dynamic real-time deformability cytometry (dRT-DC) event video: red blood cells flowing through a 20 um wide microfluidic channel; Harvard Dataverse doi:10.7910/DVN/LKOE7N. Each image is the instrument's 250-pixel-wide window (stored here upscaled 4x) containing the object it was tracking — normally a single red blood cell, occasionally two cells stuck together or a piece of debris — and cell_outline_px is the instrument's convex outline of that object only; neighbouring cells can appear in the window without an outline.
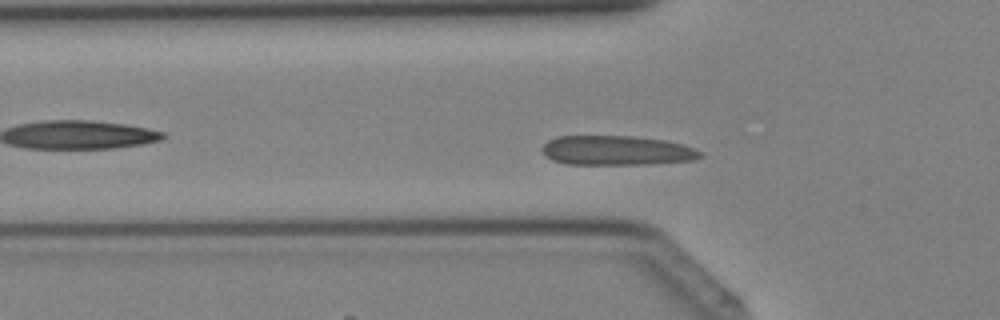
{"species": "Egyptian fruit bat (a non-hibernating species)", "species_latin": "Rousettus aegyptiacus", "temperature_condition": "cold", "stored_images_in_passage": 35, "camera_frame_rate_fps": 3000, "um_per_image_px": 0.085, "animal": {"sex": "female"}, "frame": {"image": 1, "passage_image": 7, "time_ms": 2.0, "image_size_px": [1000, 320], "cell_outline_px": [[704, 156], [696, 160], [652, 164], [564, 164], [552, 160], [544, 156], [540, 148], [548, 140], [556, 136], [632, 136], [664, 140], [684, 144], [696, 148]], "centroid_in_image_um": [52.42, 12.79], "position_along_channel_um": 73.4, "area_um2": 27.63}}
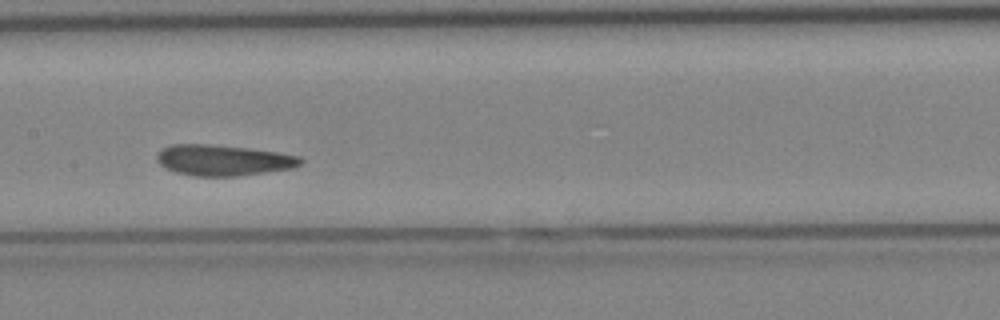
{"frame": {"image": 2, "passage_image": 14, "time_ms": 4.333, "image_size_px": [1000, 320], "cell_outline_px": [[304, 160], [300, 164], [292, 168], [236, 176], [196, 176], [176, 172], [164, 168], [156, 160], [156, 156], [160, 148], [168, 144], [208, 144], [248, 148], [280, 152], [300, 156]], "centroid_in_image_um": [18.93, 13.6], "position_along_channel_um": 188.5, "area_um2": 25.95}}
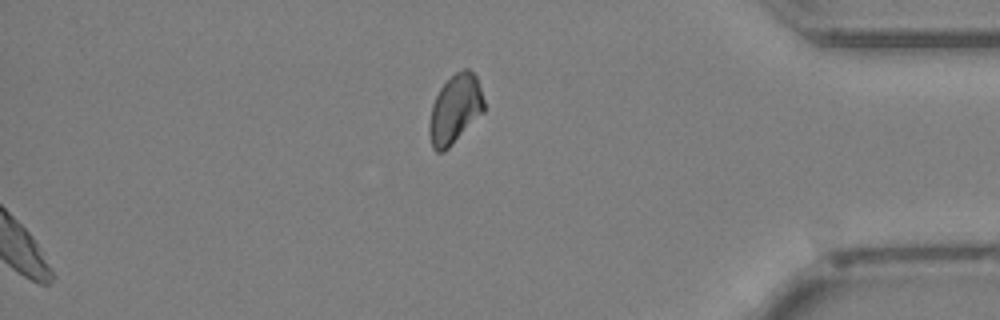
{"frame": {"image": 3, "passage_image": 35, "time_ms": 11.333, "image_size_px": [1000, 320], "cell_outline_px": [[484, 112], [444, 152], [436, 152], [432, 148], [428, 132], [428, 124], [432, 104], [440, 88], [456, 72], [464, 68], [468, 68], [476, 76], [484, 100]], "centroid_in_image_um": [38.66, 9.3], "position_along_channel_um": 396.5, "area_um2": 21.96}}